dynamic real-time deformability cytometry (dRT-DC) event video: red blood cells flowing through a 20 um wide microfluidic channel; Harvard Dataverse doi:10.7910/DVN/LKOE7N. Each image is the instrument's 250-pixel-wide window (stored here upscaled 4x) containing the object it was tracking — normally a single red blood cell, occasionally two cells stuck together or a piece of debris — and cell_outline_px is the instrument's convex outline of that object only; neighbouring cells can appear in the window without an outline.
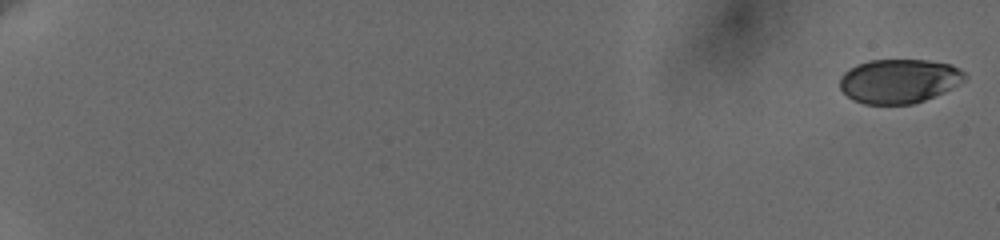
{"species": "human", "species_latin": "Homo sapiens", "temperature_condition": "cold", "stored_images_in_passage": 22, "camera_frame_rate_fps": 3000, "um_per_image_px": 0.085, "donor": {"sex": "female"}, "frame": {"image": 1, "passage_image": 1, "time_ms": 0.0, "image_size_px": [1000, 240], "cell_outline_px": [[968, 76], [964, 80], [944, 92], [924, 100], [912, 104], [864, 104], [852, 100], [840, 88], [840, 76], [848, 68], [856, 64], [868, 60], [928, 60], [952, 64], [960, 68]], "centroid_in_image_um": [76.41, 6.88], "position_along_channel_um": 8.6, "area_um2": 32.37}}
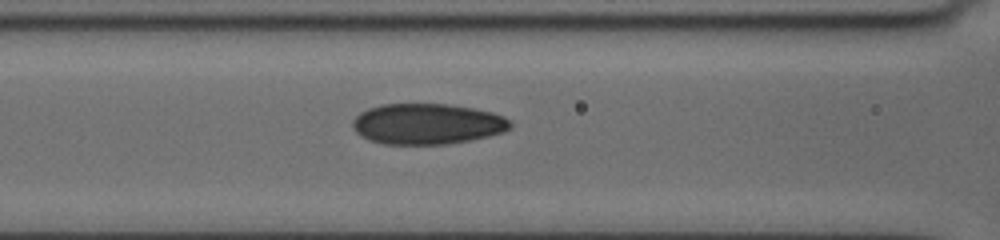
{"frame": {"image": 2, "passage_image": 19, "time_ms": 9.667, "image_size_px": [1000, 240], "cell_outline_px": [[512, 128], [504, 132], [488, 136], [448, 144], [384, 144], [368, 140], [360, 136], [352, 128], [352, 120], [360, 112], [368, 108], [380, 104], [448, 104], [472, 108], [492, 112], [504, 116], [512, 120]], "centroid_in_image_um": [36.31, 10.53], "position_along_channel_um": 130.3, "area_um2": 37.74}}
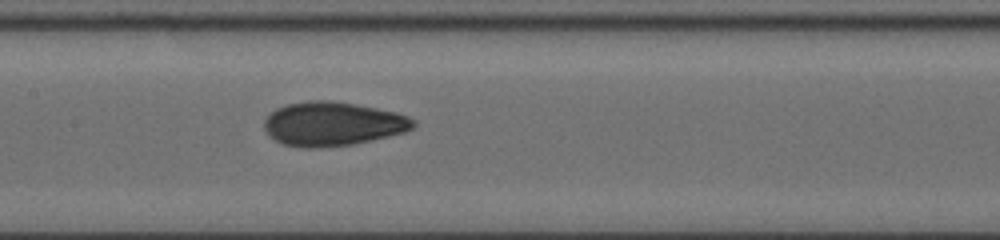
{"frame": {"image": 3, "passage_image": 22, "time_ms": 11.0, "image_size_px": [1000, 240], "cell_outline_px": [[416, 124], [412, 128], [404, 132], [388, 136], [352, 144], [320, 148], [304, 148], [284, 144], [268, 136], [264, 128], [264, 120], [276, 108], [288, 104], [308, 100], [328, 100], [376, 108], [396, 112], [408, 116], [416, 120]], "centroid_in_image_um": [28.26, 10.53], "position_along_channel_um": 179.1, "area_um2": 38.09}}